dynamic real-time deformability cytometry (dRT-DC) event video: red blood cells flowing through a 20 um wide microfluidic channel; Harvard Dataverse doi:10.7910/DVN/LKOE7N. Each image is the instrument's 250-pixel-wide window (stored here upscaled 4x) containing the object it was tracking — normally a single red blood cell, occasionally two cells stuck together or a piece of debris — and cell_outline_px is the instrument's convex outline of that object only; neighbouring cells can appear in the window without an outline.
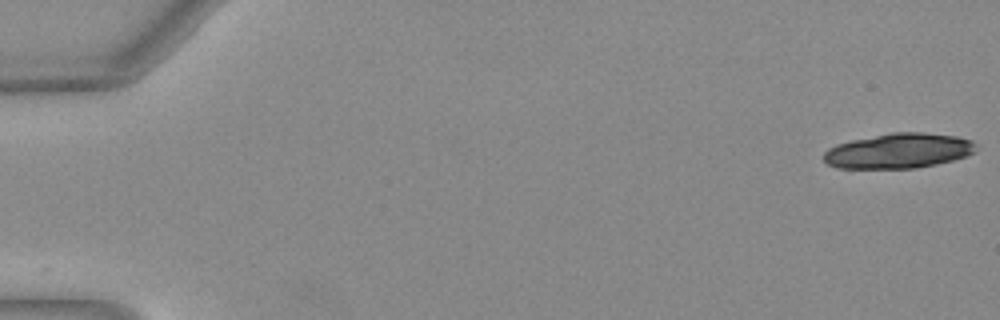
{"species": "Egyptian fruit bat (a non-hibernating species)", "species_latin": "Rousettus aegyptiacus", "temperature_condition": "warm", "stored_images_in_passage": 20, "camera_frame_rate_fps": 3000, "um_per_image_px": 0.085, "animal": {"sex": "female"}, "frame": {"image": 1, "passage_image": 1, "time_ms": 0.0, "image_size_px": [1000, 320], "cell_outline_px": [[976, 152], [952, 160], [936, 164], [916, 168], [836, 168], [828, 164], [824, 160], [824, 152], [828, 148], [836, 144], [852, 140], [892, 132], [924, 132], [956, 136], [972, 140], [976, 144]], "centroid_in_image_um": [76.38, 12.82], "position_along_channel_um": 8.6, "area_um2": 31.1}}